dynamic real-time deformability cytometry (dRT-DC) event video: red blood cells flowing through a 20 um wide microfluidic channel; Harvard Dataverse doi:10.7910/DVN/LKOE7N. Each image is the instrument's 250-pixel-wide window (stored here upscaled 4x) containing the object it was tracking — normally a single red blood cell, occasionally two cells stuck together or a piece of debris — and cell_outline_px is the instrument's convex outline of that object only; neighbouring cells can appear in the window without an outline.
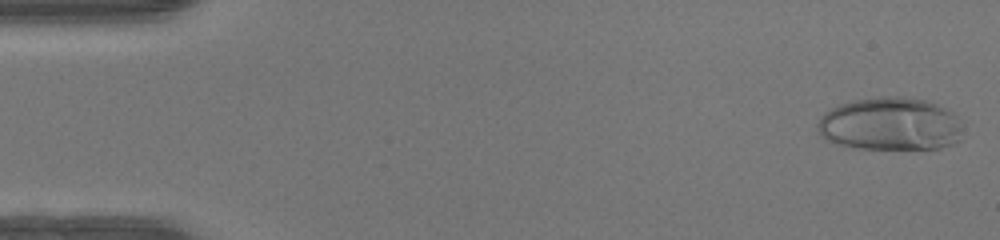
{"species": "human", "species_latin": "Homo sapiens", "temperature_condition": "warm", "stored_images_in_passage": 48, "camera_frame_rate_fps": 3000, "um_per_image_px": 0.085, "donor": {"sex": "female"}, "frame": {"image": 1, "passage_image": 1, "time_ms": 0.0, "image_size_px": [1000, 240], "cell_outline_px": [[960, 140], [952, 144], [940, 148], [852, 148], [836, 144], [828, 140], [820, 132], [816, 124], [820, 116], [824, 112], [840, 104], [852, 100], [880, 96], [900, 96], [928, 100], [952, 112], [956, 116]], "centroid_in_image_um": [75.61, 10.53], "position_along_channel_um": 9.4, "area_um2": 44.62}}
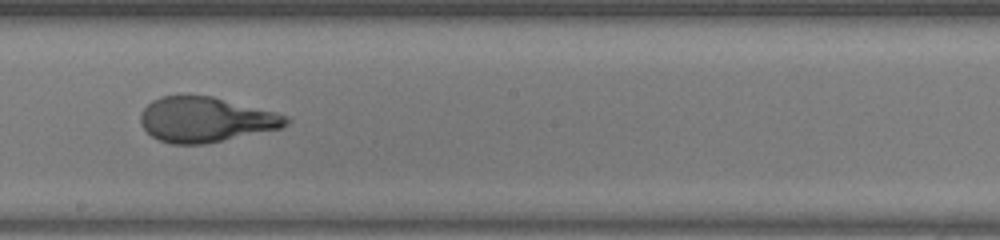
{"frame": {"image": 2, "passage_image": 27, "time_ms": 8.667, "image_size_px": [1000, 240], "cell_outline_px": [[292, 120], [288, 124], [280, 128], [204, 144], [168, 144], [152, 136], [140, 124], [140, 112], [152, 100], [160, 96], [212, 96], [276, 112], [288, 116]], "centroid_in_image_um": [17.47, 10.16], "position_along_channel_um": 230.7, "area_um2": 38.09}}
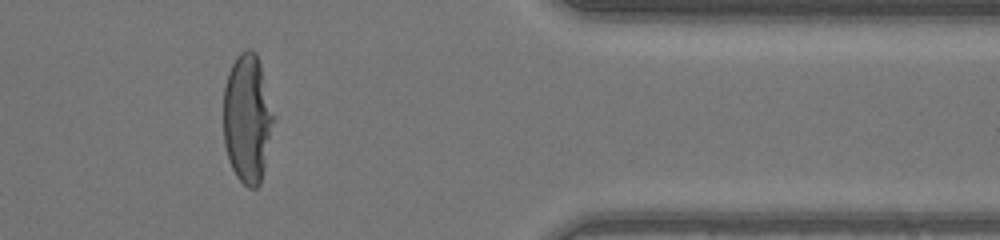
{"frame": {"image": 3, "passage_image": 40, "time_ms": 13.0, "image_size_px": [1000, 240], "cell_outline_px": [[276, 116], [264, 168], [260, 184], [256, 188], [248, 188], [236, 176], [228, 160], [224, 144], [224, 88], [228, 72], [236, 56], [240, 52], [248, 48], [256, 52], [260, 64]], "centroid_in_image_um": [21.04, 10.07], "position_along_channel_um": 390.4, "area_um2": 38.09}}